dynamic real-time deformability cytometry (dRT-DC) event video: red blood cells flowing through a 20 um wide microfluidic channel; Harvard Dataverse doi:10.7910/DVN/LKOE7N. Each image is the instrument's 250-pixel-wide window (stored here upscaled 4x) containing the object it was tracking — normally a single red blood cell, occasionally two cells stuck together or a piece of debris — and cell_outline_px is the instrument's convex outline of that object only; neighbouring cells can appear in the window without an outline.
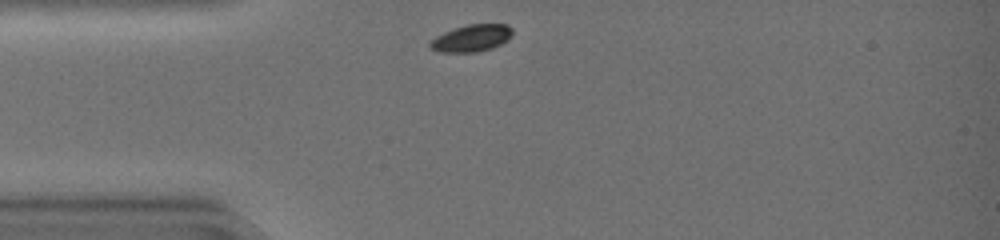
{"species": "common noctule bat (a hibernating species)", "species_latin": "Nyctalus noctula", "temperature_condition": "warm", "stored_images_in_passage": 33, "camera_frame_rate_fps": 3000, "um_per_image_px": 0.085, "animal": {"sex": "female", "body_mass_g": 19.0, "forearm_length_mm": 51.5}, "frame": {"image": 1, "passage_image": 1, "time_ms": 0.0, "image_size_px": [1000, 240], "cell_outline_px": [[512, 32], [508, 40], [492, 48], [476, 52], [436, 52], [428, 48], [428, 44], [436, 36], [444, 32], [468, 24], [508, 24], [512, 28]], "centroid_in_image_um": [40.06, 3.25], "position_along_channel_um": 44.9, "area_um2": 13.01}}
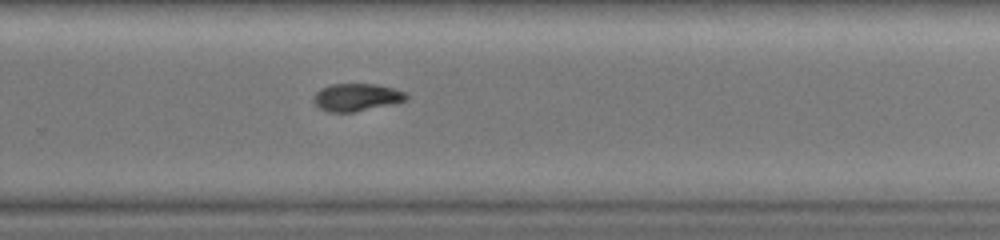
{"frame": {"image": 2, "passage_image": 19, "time_ms": 6.0, "image_size_px": [1000, 240], "cell_outline_px": [[408, 100], [396, 104], [352, 112], [328, 112], [320, 108], [312, 100], [316, 92], [320, 88], [332, 84], [376, 84], [408, 92]], "centroid_in_image_um": [30.35, 8.27], "position_along_channel_um": 299.4, "area_um2": 15.09}}
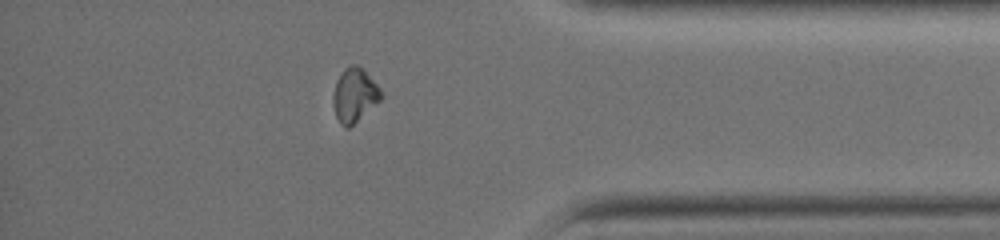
{"frame": {"image": 3, "passage_image": 27, "time_ms": 8.667, "image_size_px": [1000, 240], "cell_outline_px": [[384, 96], [380, 100], [348, 128], [340, 124], [336, 116], [332, 104], [332, 96], [336, 80], [340, 72], [344, 68], [352, 64], [356, 64], [384, 92]], "centroid_in_image_um": [30.1, 8.08], "position_along_channel_um": 405.1, "area_um2": 14.91}}